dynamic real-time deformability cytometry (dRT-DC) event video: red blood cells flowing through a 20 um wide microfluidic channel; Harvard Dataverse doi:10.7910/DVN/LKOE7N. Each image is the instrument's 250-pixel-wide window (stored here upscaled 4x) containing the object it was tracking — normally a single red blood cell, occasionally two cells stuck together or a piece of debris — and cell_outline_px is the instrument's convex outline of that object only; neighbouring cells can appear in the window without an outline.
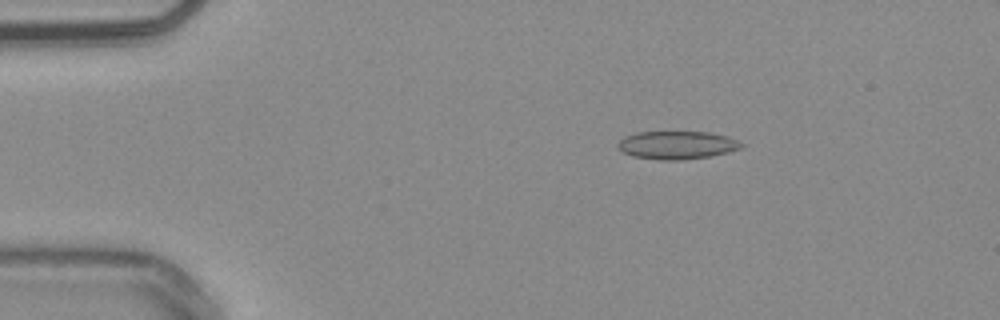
{"species": "common noctule bat (a hibernating species)", "species_latin": "Nyctalus noctula", "temperature_condition": "warm", "stored_images_in_passage": 53, "camera_frame_rate_fps": 3000, "um_per_image_px": 0.085, "animal": {"sex": "male", "body_mass_g": 20.4}, "frame": {"image": 1, "passage_image": 9, "time_ms": 2.667, "image_size_px": [1000, 320], "cell_outline_px": [[744, 144], [740, 148], [728, 152], [708, 156], [680, 160], [656, 160], [632, 156], [624, 152], [616, 144], [624, 136], [636, 132], [708, 132], [724, 136], [736, 140]], "centroid_in_image_um": [57.49, 12.33], "position_along_channel_um": 27.5, "area_um2": 20.0}}
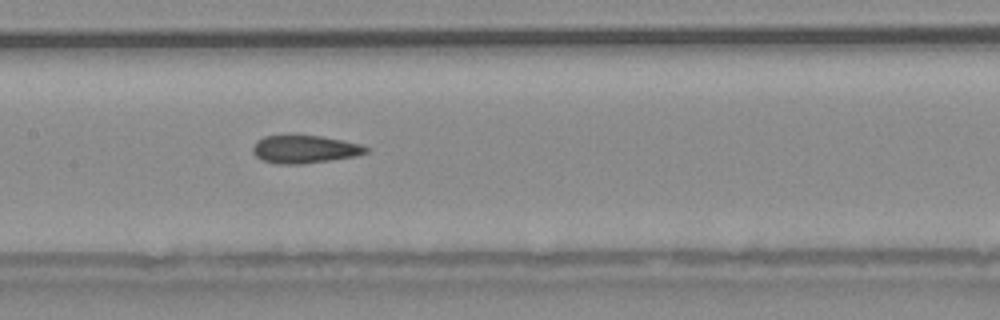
{"frame": {"image": 2, "passage_image": 26, "time_ms": 8.333, "image_size_px": [1000, 320], "cell_outline_px": [[368, 152], [356, 156], [300, 164], [276, 164], [260, 160], [252, 152], [252, 148], [256, 140], [264, 136], [320, 136], [360, 144], [368, 148]], "centroid_in_image_um": [25.84, 12.7], "position_along_channel_um": 181.6, "area_um2": 18.21}}
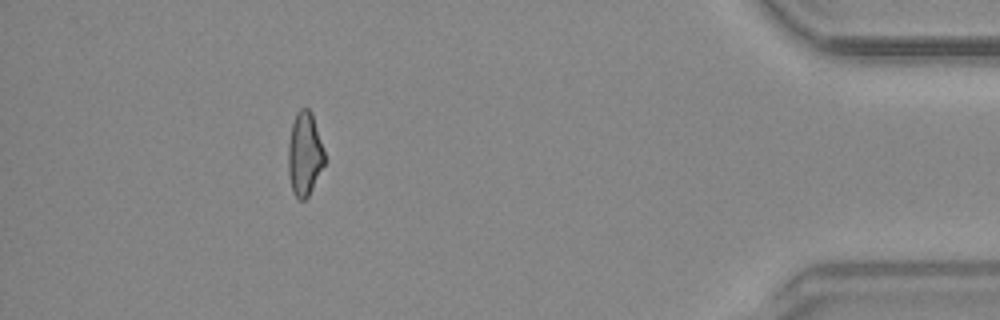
{"frame": {"image": 3, "passage_image": 48, "time_ms": 15.667, "image_size_px": [1000, 320], "cell_outline_px": [[328, 160], [308, 196], [304, 200], [300, 200], [292, 192], [288, 172], [288, 144], [292, 124], [296, 112], [300, 108], [308, 108], [312, 112]], "centroid_in_image_um": [25.92, 13.08], "position_along_channel_um": 409.3, "area_um2": 18.21}, "authors_computed_cell_mechanics": {"area_um2": 18.7272, "velocity_mm_per_s": 3.8285, "shape_relaxation_time_tau1_ms": null, "shape_relaxation_time_tau2_ms": 3.2449, "deformation_change_tau1": null, "deformation_change_tau2": 0.1088}}